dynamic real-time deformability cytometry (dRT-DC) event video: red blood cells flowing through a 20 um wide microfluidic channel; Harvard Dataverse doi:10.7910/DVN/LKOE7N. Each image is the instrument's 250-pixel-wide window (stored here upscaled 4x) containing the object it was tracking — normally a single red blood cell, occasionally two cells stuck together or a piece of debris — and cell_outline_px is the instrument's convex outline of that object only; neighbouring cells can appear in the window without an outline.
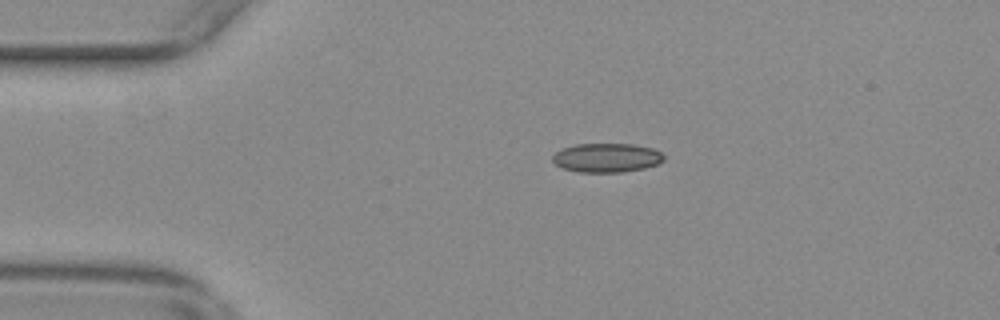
{"species": "common noctule bat (a hibernating species)", "species_latin": "Nyctalus noctula", "temperature_condition": "warm", "stored_images_in_passage": 56, "camera_frame_rate_fps": 3000, "um_per_image_px": 0.085, "animal": {"sex": "female", "body_mass_g": 29.2, "forearm_length_mm": 56.3}, "frame": {"image": 1, "passage_image": 12, "time_ms": 3.667, "image_size_px": [1000, 320], "cell_outline_px": [[664, 160], [656, 164], [644, 168], [624, 172], [580, 172], [560, 168], [552, 160], [552, 156], [556, 152], [564, 148], [576, 144], [636, 144], [652, 148], [660, 152], [664, 156]], "centroid_in_image_um": [51.56, 13.41], "position_along_channel_um": 33.4, "area_um2": 18.84}}
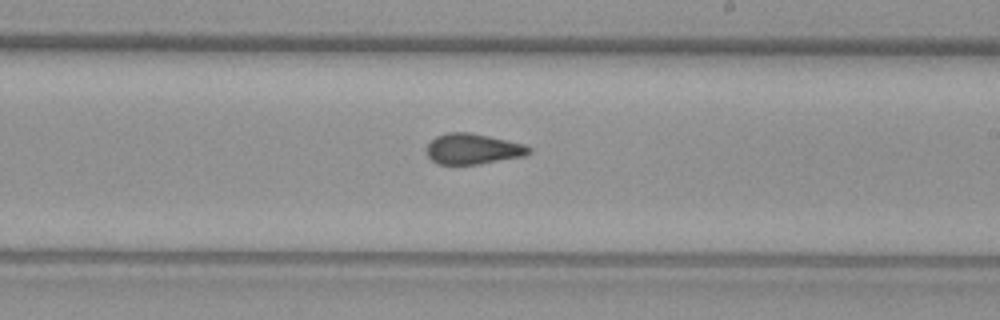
{"frame": {"image": 2, "passage_image": 33, "time_ms": 10.667, "image_size_px": [1000, 320], "cell_outline_px": [[532, 152], [524, 156], [476, 164], [436, 164], [428, 156], [428, 144], [436, 136], [448, 132], [472, 132], [524, 144], [532, 148]], "centroid_in_image_um": [40.21, 12.65], "position_along_channel_um": 248.8, "area_um2": 18.15}}
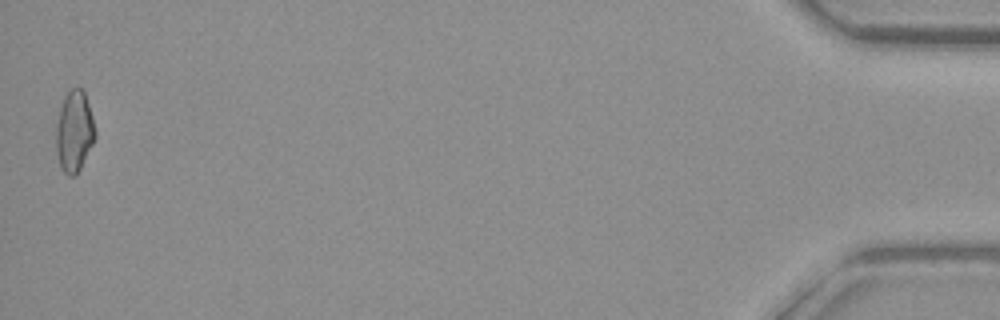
{"frame": {"image": 3, "passage_image": 56, "time_ms": 18.333, "image_size_px": [1000, 320], "cell_outline_px": [[96, 136], [80, 168], [72, 176], [68, 176], [60, 168], [56, 152], [56, 124], [60, 108], [64, 96], [72, 88], [80, 88], [84, 92], [92, 116], [96, 132]], "centroid_in_image_um": [6.29, 11.17], "position_along_channel_um": 428.9, "area_um2": 18.26}, "authors_computed_cell_mechanics": {"area_um2": 18.3515, "velocity_mm_per_s": 3.6792, "shape_relaxation_time_tau1_ms": null, "shape_relaxation_time_tau2_ms": 1.6259, "deformation_change_tau1": null, "deformation_change_tau2": 0.0698}}